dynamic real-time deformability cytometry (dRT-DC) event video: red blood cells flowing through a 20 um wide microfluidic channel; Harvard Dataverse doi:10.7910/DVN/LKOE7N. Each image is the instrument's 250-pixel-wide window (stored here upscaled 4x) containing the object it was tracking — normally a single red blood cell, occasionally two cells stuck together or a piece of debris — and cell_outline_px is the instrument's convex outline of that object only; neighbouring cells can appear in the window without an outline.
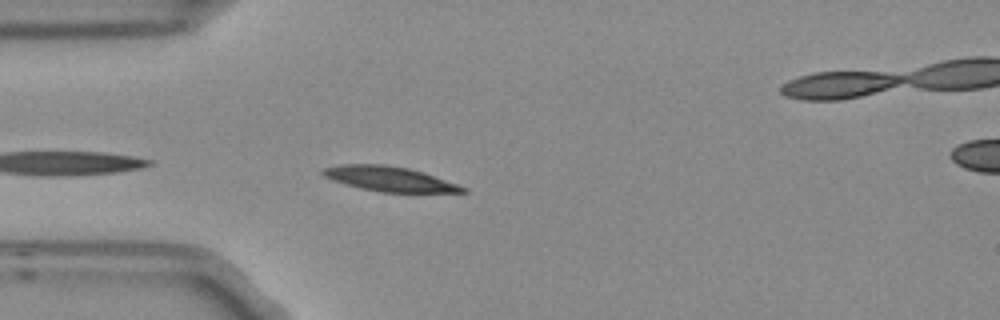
{"species": "Egyptian fruit bat (a non-hibernating species)", "species_latin": "Rousettus aegyptiacus", "temperature_condition": "room temperature", "stored_images_in_passage": 6, "camera_frame_rate_fps": 3000, "um_per_image_px": 0.085, "frame": {"image": 1, "passage_image": 5, "time_ms": 1.333, "image_size_px": [1000, 320], "cell_outline_px": [[468, 192], [380, 192], [360, 188], [332, 180], [324, 176], [320, 172], [324, 168], [340, 164], [384, 164], [408, 168], [424, 172], [468, 188]], "centroid_in_image_um": [33.1, 15.2], "position_along_channel_um": 51.9, "area_um2": 20.17}}